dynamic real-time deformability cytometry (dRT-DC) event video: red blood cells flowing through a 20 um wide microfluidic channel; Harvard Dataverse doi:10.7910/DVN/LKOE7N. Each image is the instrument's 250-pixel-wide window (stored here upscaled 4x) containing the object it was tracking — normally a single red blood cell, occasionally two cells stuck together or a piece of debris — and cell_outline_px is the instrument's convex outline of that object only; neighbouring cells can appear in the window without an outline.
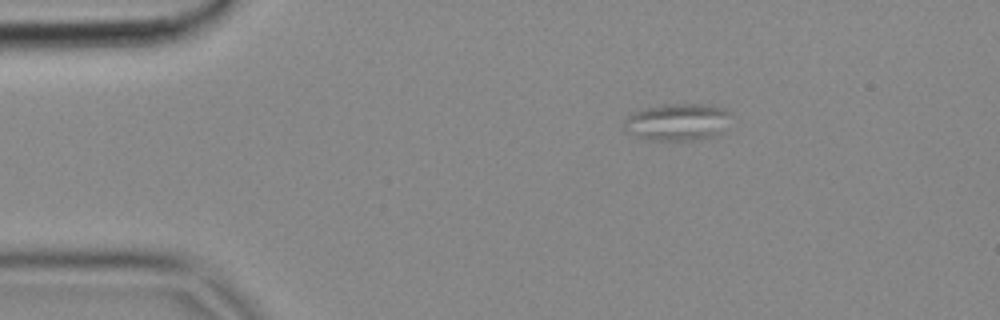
{"species": "common noctule bat (a hibernating species)", "species_latin": "Nyctalus noctula", "temperature_condition": "cold", "stored_images_in_passage": 5, "camera_frame_rate_fps": 3000, "um_per_image_px": 0.085, "animal": {"sex": "female", "body_mass_g": 18.4}, "frame": {"image": 1, "passage_image": 5, "time_ms": 1.333, "image_size_px": [1000, 320], "cell_outline_px": [[732, 116], [724, 132], [716, 136], [700, 140], [644, 140], [628, 132], [624, 128], [624, 120], [628, 116], [644, 108], [664, 104], [712, 104], [728, 108]], "centroid_in_image_um": [57.68, 10.37], "position_along_channel_um": 27.3, "area_um2": 23.76}}